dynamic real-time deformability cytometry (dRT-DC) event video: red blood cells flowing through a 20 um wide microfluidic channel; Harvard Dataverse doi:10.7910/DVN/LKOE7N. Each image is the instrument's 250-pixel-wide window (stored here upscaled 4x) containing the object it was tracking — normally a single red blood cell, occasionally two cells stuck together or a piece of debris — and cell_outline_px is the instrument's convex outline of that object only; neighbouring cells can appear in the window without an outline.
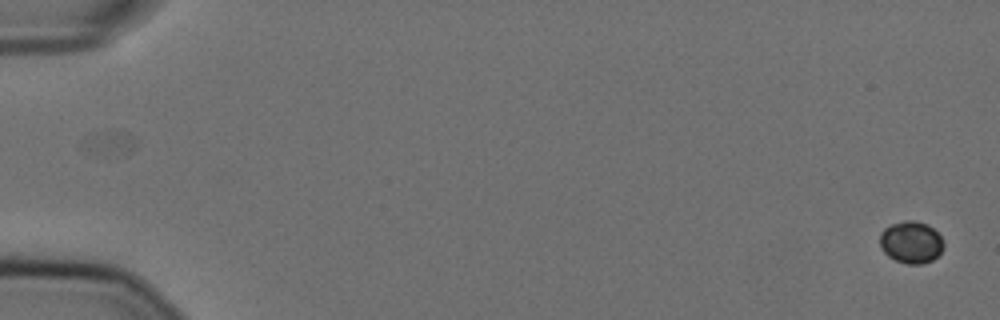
{"species": "Egyptian fruit bat (a non-hibernating species)", "species_latin": "Rousettus aegyptiacus", "temperature_condition": "cold", "stored_images_in_passage": 23, "camera_frame_rate_fps": 3000, "um_per_image_px": 0.085, "animal": {"sex": "female"}, "frame": {"image": 1, "passage_image": 1, "time_ms": 0.0, "image_size_px": [1000, 320], "cell_outline_px": [[944, 248], [932, 260], [924, 264], [908, 264], [896, 260], [888, 256], [880, 248], [880, 232], [884, 228], [892, 224], [904, 220], [912, 220], [928, 224], [940, 236], [944, 244]], "centroid_in_image_um": [77.43, 20.59], "position_along_channel_um": 7.6, "area_um2": 15.66}}
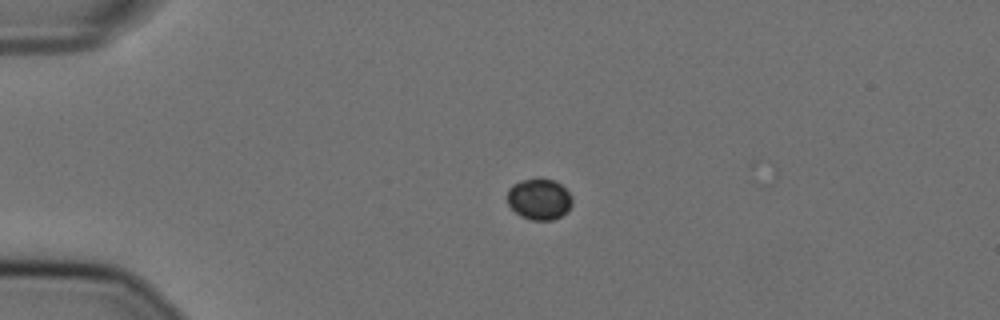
{"frame": {"image": 2, "passage_image": 14, "time_ms": 4.333, "image_size_px": [1000, 320], "cell_outline_px": [[572, 204], [568, 212], [552, 220], [532, 220], [520, 216], [508, 204], [508, 188], [512, 184], [520, 180], [556, 180], [572, 196]], "centroid_in_image_um": [45.84, 16.95], "position_along_channel_um": 39.2, "area_um2": 15.43}}
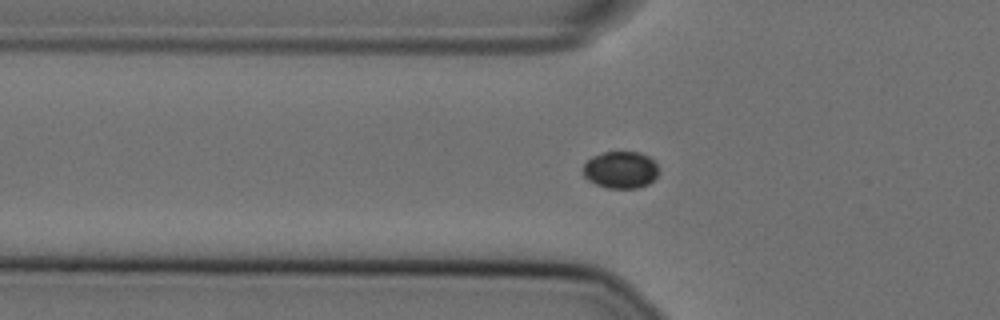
{"frame": {"image": 3, "passage_image": 20, "time_ms": 6.333, "image_size_px": [1000, 320], "cell_outline_px": [[656, 176], [648, 184], [636, 188], [608, 188], [596, 184], [588, 180], [584, 176], [584, 164], [592, 156], [604, 152], [640, 152], [648, 156], [656, 164]], "centroid_in_image_um": [52.73, 14.43], "position_along_channel_um": 73.1, "area_um2": 16.07}}